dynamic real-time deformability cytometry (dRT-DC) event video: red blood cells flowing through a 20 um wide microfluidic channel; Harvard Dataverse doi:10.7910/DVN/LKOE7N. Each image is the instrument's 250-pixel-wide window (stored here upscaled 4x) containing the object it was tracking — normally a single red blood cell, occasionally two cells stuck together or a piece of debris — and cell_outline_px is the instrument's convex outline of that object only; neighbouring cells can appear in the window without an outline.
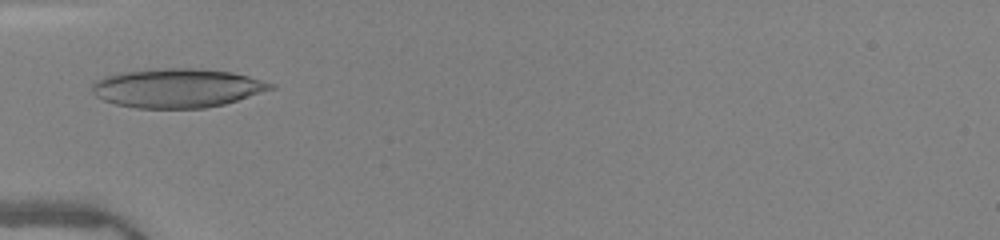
{"species": "human", "species_latin": "Homo sapiens", "temperature_condition": "warm", "stored_images_in_passage": 33, "camera_frame_rate_fps": 3000, "um_per_image_px": 0.085, "donor": {"sex": "female"}, "frame": {"image": 1, "passage_image": 1, "time_ms": 0.0, "image_size_px": [1000, 240], "cell_outline_px": [[276, 88], [224, 104], [204, 108], [136, 108], [116, 104], [104, 100], [96, 96], [92, 92], [92, 84], [96, 80], [104, 76], [120, 72], [164, 68], [196, 68], [232, 72], [248, 76], [276, 84]], "centroid_in_image_um": [15.06, 7.48], "position_along_channel_um": 69.9, "area_um2": 40.63}}
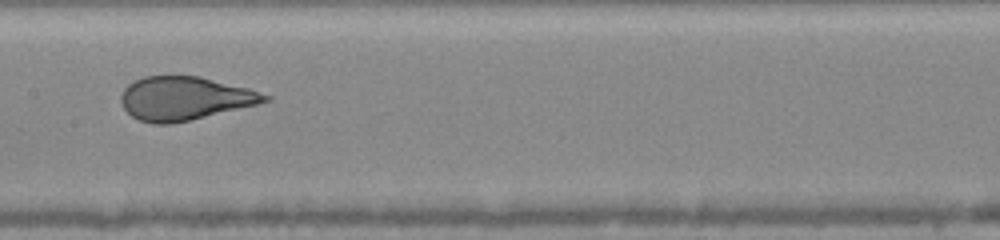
{"frame": {"image": 2, "passage_image": 10, "time_ms": 3.0, "image_size_px": [1000, 240], "cell_outline_px": [[272, 100], [192, 120], [172, 124], [152, 124], [140, 120], [132, 116], [124, 108], [120, 100], [120, 96], [124, 88], [128, 84], [144, 76], [200, 76], [248, 88], [272, 96]], "centroid_in_image_um": [15.69, 8.37], "position_along_channel_um": 191.7, "area_um2": 36.47}}
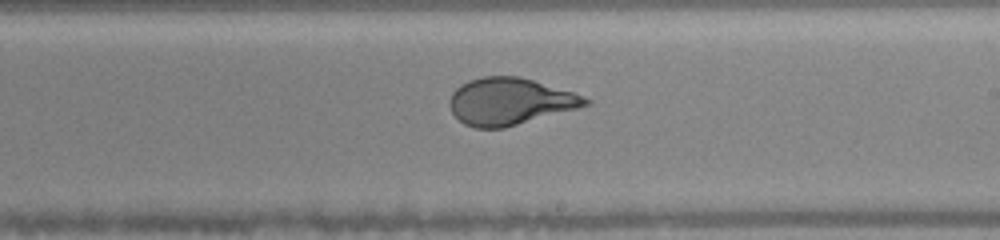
{"frame": {"image": 3, "passage_image": 14, "time_ms": 4.333, "image_size_px": [1000, 240], "cell_outline_px": [[592, 104], [504, 128], [476, 128], [464, 124], [452, 112], [448, 104], [448, 100], [452, 92], [460, 84], [468, 80], [480, 76], [520, 76], [572, 92], [592, 100]], "centroid_in_image_um": [43.3, 8.61], "position_along_channel_um": 245.7, "area_um2": 37.17}, "authors_computed_cell_mechanics": {"area_um2": 38.2058, "velocity_mm_per_s": 4.0587, "shape_relaxation_time_tau1_ms": 6.1063, "shape_relaxation_time_tau2_ms": null, "deformation_change_tau1": 0.2427, "deformation_change_tau2": null}}